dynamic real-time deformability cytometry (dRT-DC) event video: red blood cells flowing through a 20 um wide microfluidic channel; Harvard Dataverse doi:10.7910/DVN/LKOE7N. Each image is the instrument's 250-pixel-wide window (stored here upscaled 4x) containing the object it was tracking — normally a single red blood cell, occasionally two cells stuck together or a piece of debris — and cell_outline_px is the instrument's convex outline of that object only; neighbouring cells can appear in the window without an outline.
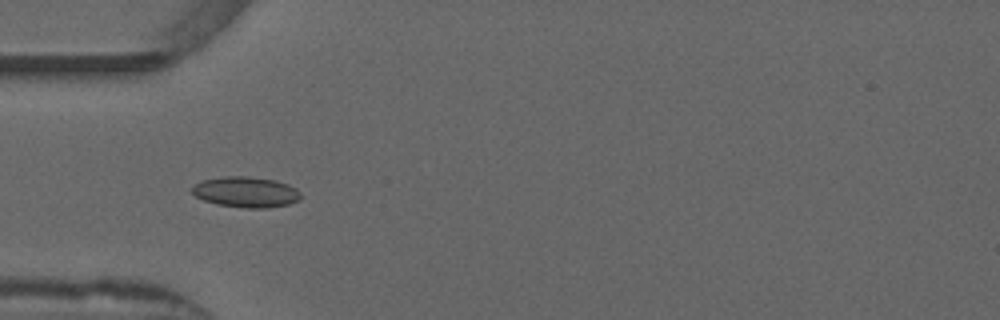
{"species": "common noctule bat (a hibernating species)", "species_latin": "Nyctalus noctula", "temperature_condition": "warm", "stored_images_in_passage": 15, "camera_frame_rate_fps": 3000, "um_per_image_px": 0.085, "animal": {"sex": "male", "forearm_length_mm": 52.5}, "frame": {"image": 1, "passage_image": 3, "time_ms": 0.667, "image_size_px": [1000, 320], "cell_outline_px": [[300, 200], [288, 204], [268, 208], [244, 208], [216, 204], [204, 200], [196, 196], [192, 192], [192, 184], [204, 180], [224, 176], [248, 176], [276, 180], [288, 184], [296, 188], [300, 192]], "centroid_in_image_um": [20.91, 16.32], "position_along_channel_um": 64.1, "area_um2": 19.54}}
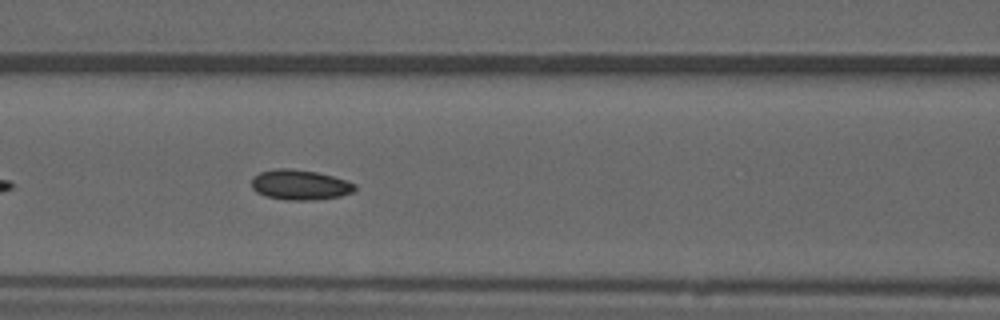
{"frame": {"image": 2, "passage_image": 9, "time_ms": 2.667, "image_size_px": [1000, 320], "cell_outline_px": [[356, 188], [352, 192], [340, 196], [312, 200], [288, 200], [264, 196], [256, 192], [252, 188], [252, 176], [260, 172], [276, 168], [288, 168], [316, 172], [332, 176], [356, 184]], "centroid_in_image_um": [25.45, 15.71], "position_along_channel_um": 141.1, "area_um2": 18.09}}